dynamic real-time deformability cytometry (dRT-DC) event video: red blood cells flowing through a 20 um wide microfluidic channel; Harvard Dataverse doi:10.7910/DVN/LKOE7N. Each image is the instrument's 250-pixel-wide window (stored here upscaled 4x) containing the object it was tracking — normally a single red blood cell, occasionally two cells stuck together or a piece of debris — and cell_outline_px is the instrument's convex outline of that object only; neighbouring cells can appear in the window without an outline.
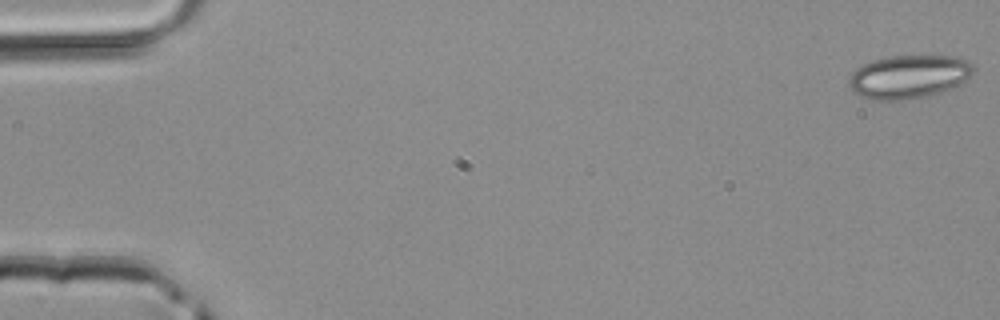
{"species": "common noctule bat (a hibernating species)", "species_latin": "Nyctalus noctula", "temperature_condition": "room temperature", "stored_images_in_passage": 4, "camera_frame_rate_fps": 3000, "um_per_image_px": 0.085, "animal": {"sex": "male", "body_mass_g": 20.4}, "frame": {"image": 1, "passage_image": 1, "time_ms": 0.0, "image_size_px": [1000, 320], "cell_outline_px": [[976, 68], [972, 76], [940, 92], [928, 96], [900, 100], [872, 100], [860, 96], [852, 92], [848, 84], [848, 76], [856, 68], [864, 64], [888, 56], [956, 56], [968, 60]], "centroid_in_image_um": [77.22, 6.52], "position_along_channel_um": 7.8, "area_um2": 31.56}}